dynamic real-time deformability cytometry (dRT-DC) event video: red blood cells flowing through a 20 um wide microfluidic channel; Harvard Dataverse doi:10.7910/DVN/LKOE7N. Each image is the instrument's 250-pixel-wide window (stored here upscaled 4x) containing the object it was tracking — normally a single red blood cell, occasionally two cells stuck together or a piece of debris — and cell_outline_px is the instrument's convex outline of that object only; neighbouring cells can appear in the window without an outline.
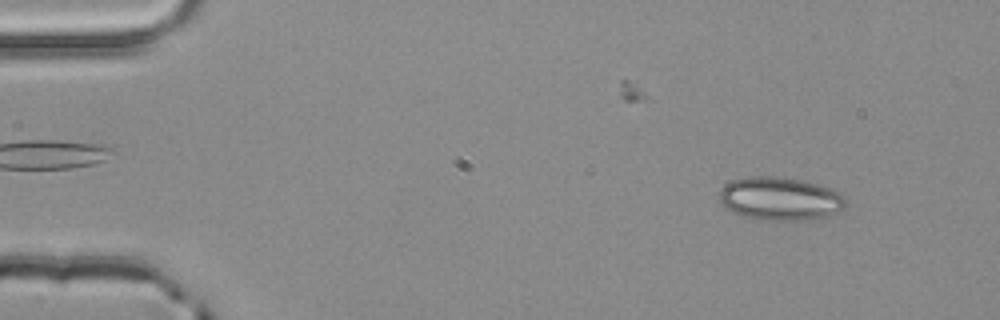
{"species": "common noctule bat (a hibernating species)", "species_latin": "Nyctalus noctula", "temperature_condition": "room temperature", "stored_images_in_passage": 4, "camera_frame_rate_fps": 3000, "um_per_image_px": 0.085, "animal": {"sex": "male", "body_mass_g": 20.4}, "frame": {"image": 1, "passage_image": 1, "time_ms": 0.0, "image_size_px": [1000, 320], "cell_outline_px": [[848, 204], [844, 208], [828, 216], [804, 220], [768, 220], [744, 216], [732, 212], [724, 208], [720, 204], [720, 192], [724, 184], [732, 180], [748, 176], [776, 176], [804, 180], [828, 188], [836, 192]], "centroid_in_image_um": [66.25, 16.88], "position_along_channel_um": 18.7, "area_um2": 31.73}}
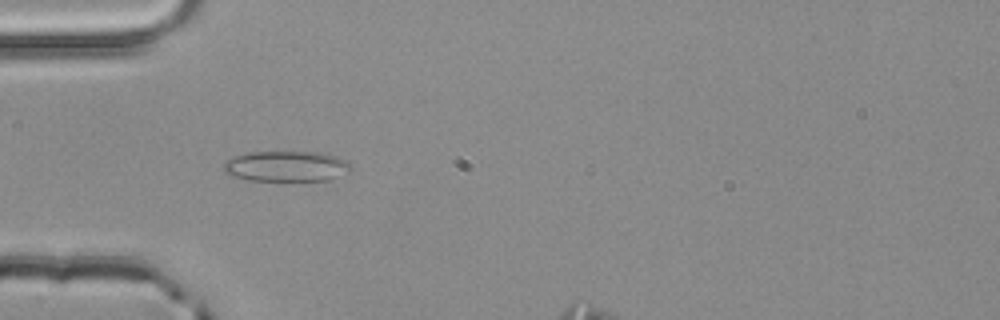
{"frame": {"image": 2, "passage_image": 3, "time_ms": 0.667, "image_size_px": [1000, 320], "cell_outline_px": [[352, 168], [332, 180], [248, 180], [232, 176], [224, 172], [224, 160], [248, 152], [328, 152], [348, 160]], "centroid_in_image_um": [24.37, 14.12], "position_along_channel_um": 60.6, "area_um2": 22.83}}